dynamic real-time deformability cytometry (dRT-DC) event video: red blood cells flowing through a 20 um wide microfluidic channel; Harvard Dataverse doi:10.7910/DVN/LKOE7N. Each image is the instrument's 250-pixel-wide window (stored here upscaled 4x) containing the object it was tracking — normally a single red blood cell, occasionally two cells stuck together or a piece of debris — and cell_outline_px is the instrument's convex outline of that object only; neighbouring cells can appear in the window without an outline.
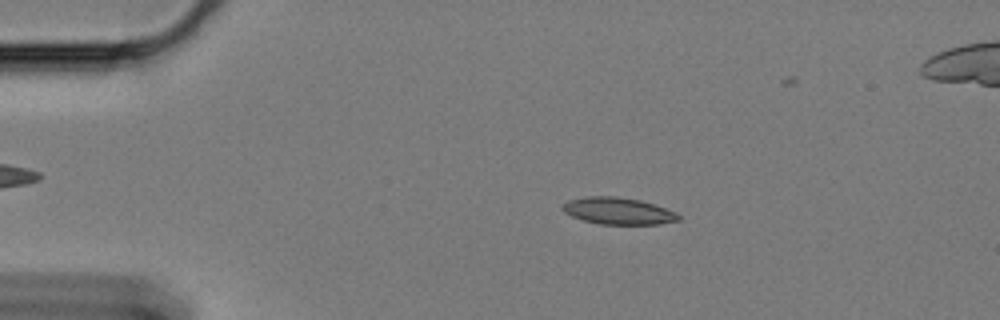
{"species": "Egyptian fruit bat (a non-hibernating species)", "species_latin": "Rousettus aegyptiacus", "temperature_condition": "cold", "stored_images_in_passage": 60, "camera_frame_rate_fps": 3000, "um_per_image_px": 0.085, "animal": {"sex": "female"}, "frame": {"image": 1, "passage_image": 11, "time_ms": 3.333, "image_size_px": [1000, 320], "cell_outline_px": [[680, 220], [660, 224], [600, 224], [584, 220], [572, 216], [564, 212], [560, 208], [560, 204], [568, 200], [588, 196], [616, 196], [640, 200], [656, 204], [676, 212], [680, 216]], "centroid_in_image_um": [52.53, 17.92], "position_along_channel_um": 32.5, "area_um2": 18.32}}
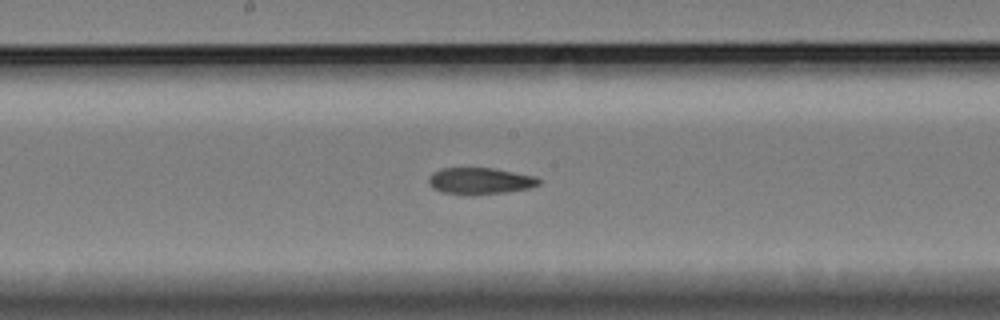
{"frame": {"image": 2, "passage_image": 31, "time_ms": 10.0, "image_size_px": [1000, 320], "cell_outline_px": [[540, 184], [528, 188], [504, 192], [472, 196], [464, 196], [440, 192], [432, 188], [428, 184], [428, 176], [432, 172], [440, 168], [492, 168], [536, 176], [540, 180]], "centroid_in_image_um": [40.72, 15.4], "position_along_channel_um": 207.5, "area_um2": 17.46}}
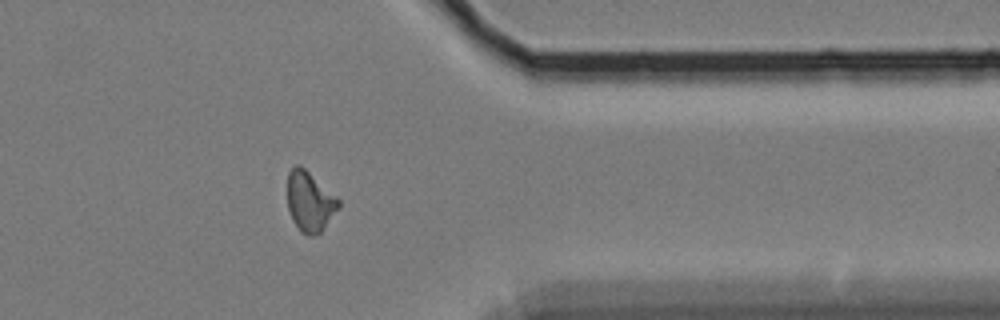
{"frame": {"image": 3, "passage_image": 48, "time_ms": 15.667, "image_size_px": [1000, 320], "cell_outline_px": [[340, 208], [320, 232], [312, 236], [308, 236], [300, 232], [292, 220], [288, 208], [288, 172], [296, 164], [300, 164], [340, 200]], "centroid_in_image_um": [26.33, 17.14], "position_along_channel_um": 385.1, "area_um2": 17.86}}